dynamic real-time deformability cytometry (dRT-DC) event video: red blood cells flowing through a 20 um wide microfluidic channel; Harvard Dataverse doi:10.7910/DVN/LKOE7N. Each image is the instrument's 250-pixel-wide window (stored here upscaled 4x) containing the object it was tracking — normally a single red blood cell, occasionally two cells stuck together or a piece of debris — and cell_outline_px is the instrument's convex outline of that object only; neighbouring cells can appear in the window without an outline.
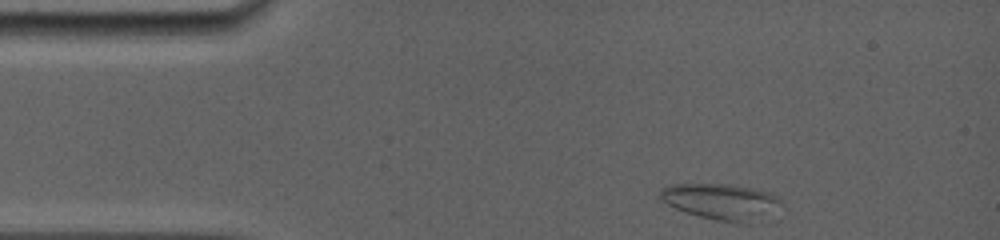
{"species": "common noctule bat (a hibernating species)", "species_latin": "Nyctalus noctula", "temperature_condition": "room temperature", "stored_images_in_passage": 52, "camera_frame_rate_fps": 5000, "um_per_image_px": 0.085, "animal": {"sex": "female", "body_mass_g": 19.0, "forearm_length_mm": 56.7}, "frame": {"image": 1, "passage_image": 1, "time_ms": 0.0, "image_size_px": [1000, 240], "cell_outline_px": [[780, 204], [752, 224], [740, 224], [716, 220], [684, 212], [660, 200], [656, 196], [664, 188], [672, 184], [728, 184], [752, 188], [768, 192], [780, 196]], "centroid_in_image_um": [61.26, 17.14], "position_along_channel_um": 23.7, "area_um2": 25.26}}
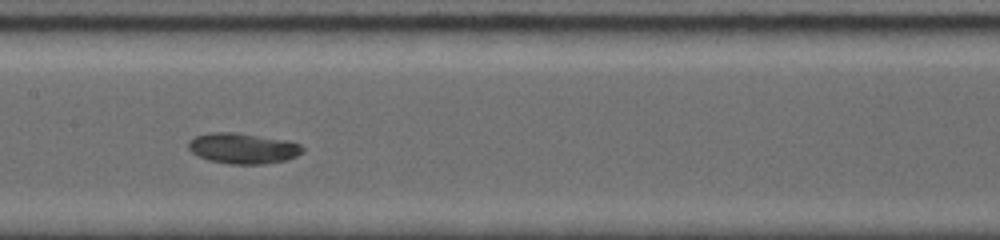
{"frame": {"image": 2, "passage_image": 29, "time_ms": 5.8, "image_size_px": [1000, 240], "cell_outline_px": [[304, 152], [288, 160], [264, 164], [228, 164], [208, 160], [192, 152], [188, 148], [188, 140], [196, 136], [208, 132], [236, 132], [284, 140], [300, 144], [304, 148]], "centroid_in_image_um": [20.64, 12.61], "position_along_channel_um": 186.8, "area_um2": 20.46}}
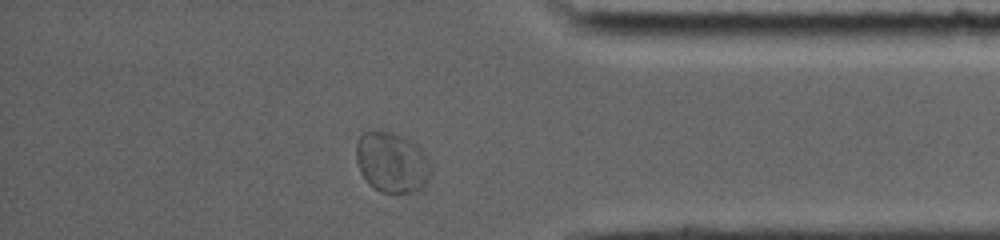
{"frame": {"image": 3, "passage_image": 46, "time_ms": 11.6, "image_size_px": [1000, 240], "cell_outline_px": [[432, 172], [428, 184], [420, 192], [380, 192], [360, 172], [356, 160], [356, 144], [360, 136], [364, 132], [372, 128], [380, 128], [392, 132], [416, 144], [420, 148], [428, 160]], "centroid_in_image_um": [33.32, 13.78], "position_along_channel_um": 401.9, "area_um2": 26.65}, "authors_computed_cell_mechanics": {"area_um2": 21.2415, "velocity_mm_per_s": 3.8406, "shape_relaxation_time_tau1_ms": 3.4564, "shape_relaxation_time_tau2_ms": null, "deformation_change_tau1": 0.1455, "deformation_change_tau2": null}}